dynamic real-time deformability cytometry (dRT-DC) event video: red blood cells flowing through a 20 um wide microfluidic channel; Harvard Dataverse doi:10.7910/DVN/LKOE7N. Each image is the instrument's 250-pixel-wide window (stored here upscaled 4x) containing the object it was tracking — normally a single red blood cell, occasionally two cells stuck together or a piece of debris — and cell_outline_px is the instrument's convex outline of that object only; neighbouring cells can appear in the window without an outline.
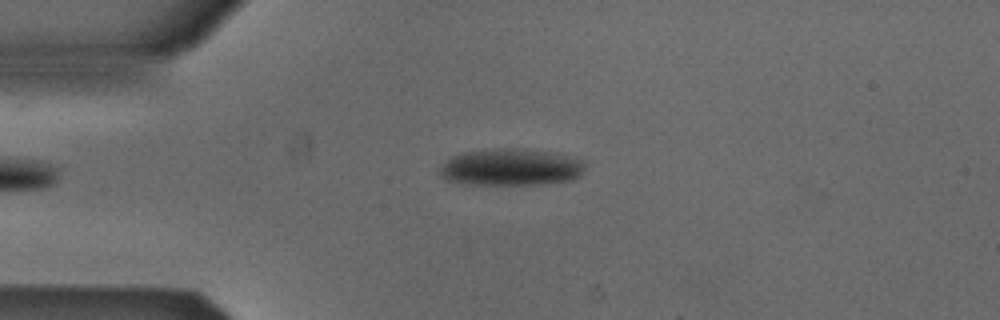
{"species": "Egyptian fruit bat (a non-hibernating species)", "species_latin": "Rousettus aegyptiacus", "temperature_condition": "cold", "stored_images_in_passage": 7, "camera_frame_rate_fps": 3000, "um_per_image_px": 0.085, "animal": {"sex": "male"}, "frame": {"image": 1, "passage_image": 1, "time_ms": 0.0, "image_size_px": [1000, 320], "cell_outline_px": [[588, 160], [580, 176], [568, 180], [532, 184], [468, 184], [444, 180], [440, 172], [440, 168], [448, 156], [464, 152], [496, 148], [524, 148], [576, 156]], "centroid_in_image_um": [43.45, 14.18], "position_along_channel_um": 41.6, "area_um2": 31.62}}
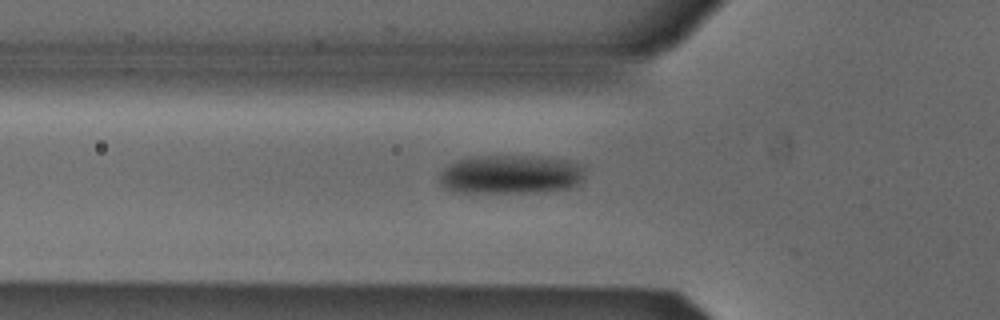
{"frame": {"image": 2, "passage_image": 6, "time_ms": 1.667, "image_size_px": [1000, 320], "cell_outline_px": [[584, 180], [572, 188], [544, 192], [452, 192], [444, 188], [440, 184], [440, 172], [448, 164], [460, 160], [480, 156], [524, 156], [568, 160], [584, 164]], "centroid_in_image_um": [43.45, 14.84], "position_along_channel_um": 82.4, "area_um2": 33.23}}